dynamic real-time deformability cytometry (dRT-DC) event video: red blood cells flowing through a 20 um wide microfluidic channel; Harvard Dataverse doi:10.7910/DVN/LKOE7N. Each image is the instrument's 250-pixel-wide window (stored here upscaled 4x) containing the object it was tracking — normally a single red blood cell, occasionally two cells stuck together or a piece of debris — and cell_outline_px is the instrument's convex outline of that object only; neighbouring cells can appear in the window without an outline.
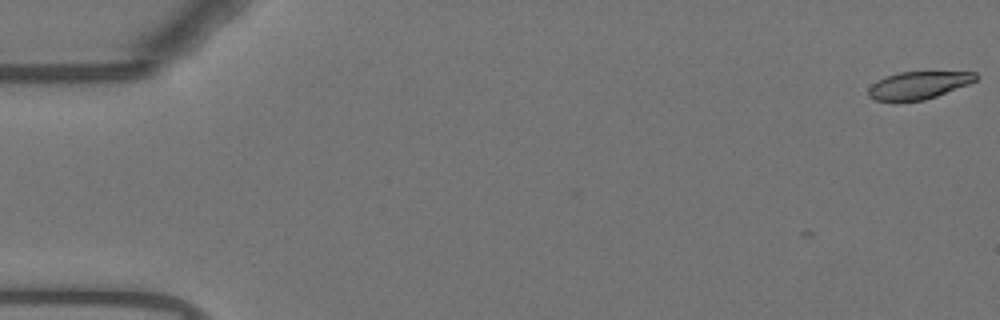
{"species": "Egyptian fruit bat (a non-hibernating species)", "species_latin": "Rousettus aegyptiacus", "temperature_condition": "warm", "stored_images_in_passage": 6, "camera_frame_rate_fps": 3000, "um_per_image_px": 0.085, "animal": {"sex": "female"}, "frame": {"image": 1, "passage_image": 1, "time_ms": 0.0, "image_size_px": [1000, 320], "cell_outline_px": [[980, 76], [976, 80], [968, 84], [936, 96], [924, 100], [896, 104], [876, 100], [868, 96], [868, 88], [876, 80], [884, 76], [896, 72], [976, 72]], "centroid_in_image_um": [77.99, 7.27], "position_along_channel_um": 7.0, "area_um2": 17.8}}